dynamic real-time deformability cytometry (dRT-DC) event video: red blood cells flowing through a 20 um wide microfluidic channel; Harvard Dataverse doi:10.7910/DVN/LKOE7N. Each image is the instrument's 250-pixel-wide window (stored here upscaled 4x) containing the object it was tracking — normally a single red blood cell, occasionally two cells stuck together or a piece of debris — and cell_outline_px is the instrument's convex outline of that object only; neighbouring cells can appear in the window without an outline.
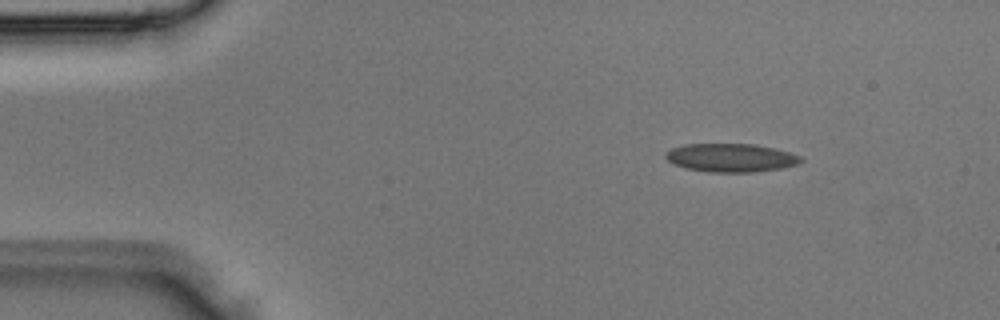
{"species": "Egyptian fruit bat (a non-hibernating species)", "species_latin": "Rousettus aegyptiacus", "temperature_condition": "room temperature", "stored_images_in_passage": 4, "camera_frame_rate_fps": 3000, "um_per_image_px": 0.085, "animal": {"sex": "male"}, "frame": {"image": 1, "passage_image": 4, "time_ms": 1.0, "image_size_px": [1000, 320], "cell_outline_px": [[804, 160], [800, 164], [780, 168], [752, 172], [708, 172], [684, 168], [668, 160], [664, 156], [672, 148], [684, 144], [756, 144], [776, 148], [800, 156]], "centroid_in_image_um": [62.16, 13.4], "position_along_channel_um": 22.8, "area_um2": 22.37}}